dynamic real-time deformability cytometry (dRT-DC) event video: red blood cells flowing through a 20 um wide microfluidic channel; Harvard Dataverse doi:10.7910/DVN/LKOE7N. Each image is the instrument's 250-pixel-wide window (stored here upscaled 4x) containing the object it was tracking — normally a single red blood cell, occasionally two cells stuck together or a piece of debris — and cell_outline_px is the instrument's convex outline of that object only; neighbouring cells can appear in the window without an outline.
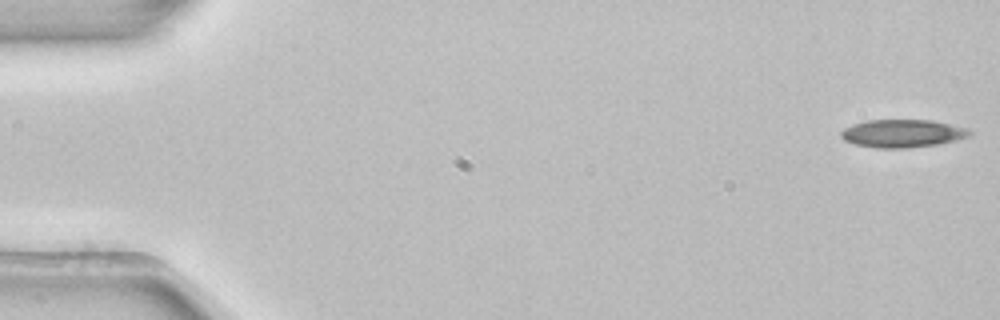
{"species": "common noctule bat (a hibernating species)", "species_latin": "Nyctalus noctula", "temperature_condition": "room temperature", "stored_images_in_passage": 3, "camera_frame_rate_fps": 3000, "um_per_image_px": 0.085, "animal": {"sex": "female", "body_mass_g": 22.7, "forearm_length_mm": 54.2}, "frame": {"image": 1, "passage_image": 1, "time_ms": 0.0, "image_size_px": [1000, 320], "cell_outline_px": [[972, 132], [968, 136], [956, 140], [936, 144], [908, 148], [876, 148], [856, 144], [844, 140], [840, 136], [840, 132], [844, 128], [852, 124], [868, 120], [932, 120], [968, 128]], "centroid_in_image_um": [76.69, 11.34], "position_along_channel_um": 8.3, "area_um2": 20.87}}